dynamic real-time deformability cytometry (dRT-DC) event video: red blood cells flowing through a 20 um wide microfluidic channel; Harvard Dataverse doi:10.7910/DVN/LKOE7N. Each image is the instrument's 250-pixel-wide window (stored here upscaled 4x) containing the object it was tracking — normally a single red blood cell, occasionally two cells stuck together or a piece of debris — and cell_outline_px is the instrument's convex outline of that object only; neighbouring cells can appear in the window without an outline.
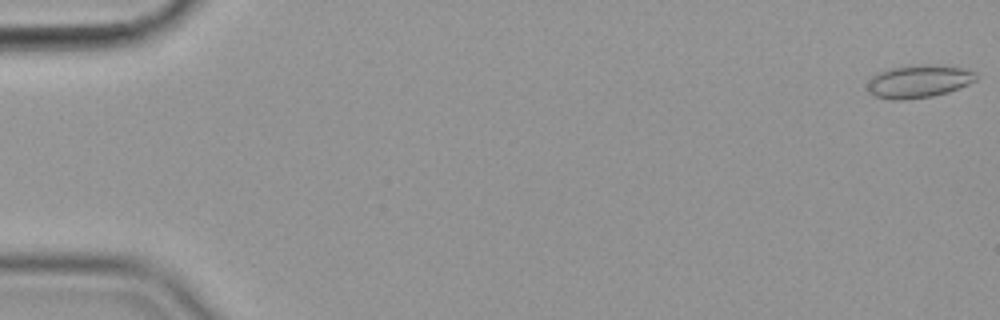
{"species": "common noctule bat (a hibernating species)", "species_latin": "Nyctalus noctula", "temperature_condition": "cold", "stored_images_in_passage": 57, "camera_frame_rate_fps": 3000, "um_per_image_px": 0.085, "animal": {"sex": "female", "body_mass_g": 19.9}, "frame": {"image": 1, "passage_image": 1, "time_ms": 0.0, "image_size_px": [1000, 320], "cell_outline_px": [[976, 80], [968, 84], [948, 92], [932, 96], [904, 100], [892, 100], [872, 96], [868, 92], [868, 80], [872, 76], [888, 68], [908, 64], [944, 64], [976, 72]], "centroid_in_image_um": [78.05, 6.9], "position_along_channel_um": 6.9, "area_um2": 21.21}}
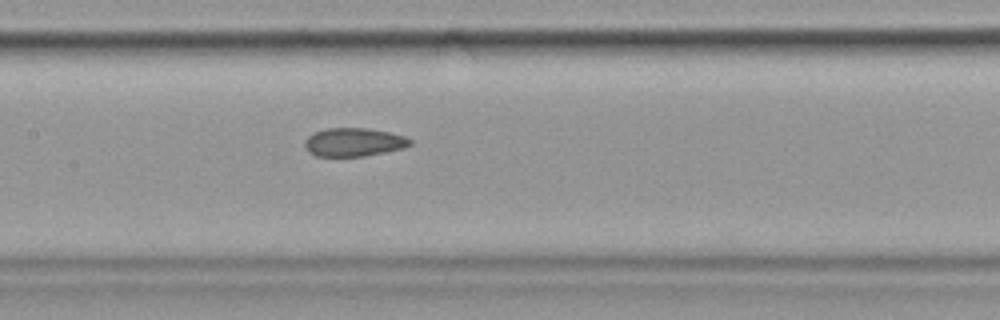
{"frame": {"image": 2, "passage_image": 28, "time_ms": 9.0, "image_size_px": [1000, 320], "cell_outline_px": [[412, 144], [404, 148], [364, 156], [316, 156], [308, 152], [304, 144], [304, 140], [312, 132], [324, 128], [368, 128], [388, 132], [404, 136], [412, 140]], "centroid_in_image_um": [30.04, 12.08], "position_along_channel_um": 177.4, "area_um2": 17.57}}
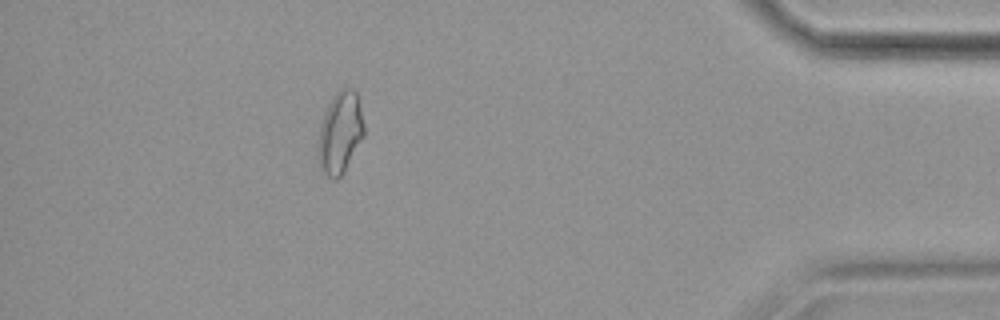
{"frame": {"image": 3, "passage_image": 51, "time_ms": 16.667, "image_size_px": [1000, 320], "cell_outline_px": [[364, 136], [344, 172], [336, 180], [332, 180], [320, 172], [316, 148], [316, 144], [320, 124], [324, 112], [328, 104], [336, 92], [340, 88], [352, 88], [356, 92], [364, 124]], "centroid_in_image_um": [28.86, 11.33], "position_along_channel_um": 406.3, "area_um2": 22.37}, "authors_computed_cell_mechanics": {"area_um2": 18.785, "velocity_mm_per_s": 3.572, "shape_relaxation_time_tau1_ms": null, "shape_relaxation_time_tau2_ms": 2.7901, "deformation_change_tau1": null, "deformation_change_tau2": 0.064}}